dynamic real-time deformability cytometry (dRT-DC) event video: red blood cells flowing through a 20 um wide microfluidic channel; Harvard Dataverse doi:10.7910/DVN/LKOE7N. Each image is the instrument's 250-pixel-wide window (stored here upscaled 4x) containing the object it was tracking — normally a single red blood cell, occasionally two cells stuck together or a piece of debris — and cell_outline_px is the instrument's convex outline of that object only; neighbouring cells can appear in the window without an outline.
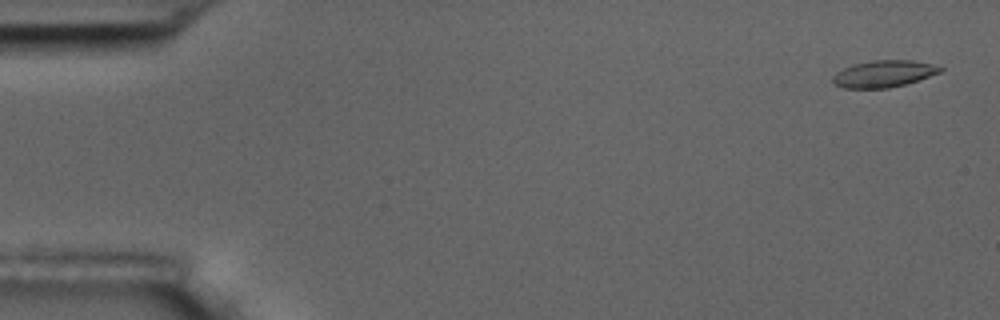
{"species": "common noctule bat (a hibernating species)", "species_latin": "Nyctalus noctula", "temperature_condition": "room temperature", "stored_images_in_passage": 5, "camera_frame_rate_fps": 3000, "um_per_image_px": 0.085, "animal": {"sex": "male", "body_mass_g": 17.5, "forearm_length_mm": 52.3}, "frame": {"image": 1, "passage_image": 1, "time_ms": 0.0, "image_size_px": [1000, 320], "cell_outline_px": [[944, 68], [940, 72], [904, 84], [888, 88], [844, 88], [836, 84], [832, 80], [832, 76], [836, 72], [852, 64], [872, 60], [912, 60], [932, 64]], "centroid_in_image_um": [75.08, 6.26], "position_along_channel_um": 9.9, "area_um2": 16.59}}
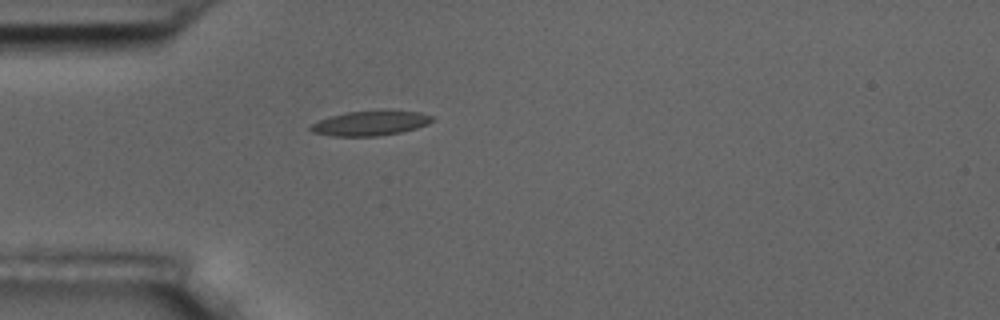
{"frame": {"image": 2, "passage_image": 5, "time_ms": 4.667, "image_size_px": [1000, 320], "cell_outline_px": [[436, 116], [428, 124], [416, 128], [400, 132], [376, 136], [332, 136], [312, 132], [308, 128], [312, 124], [328, 116], [348, 112], [388, 108], [420, 112]], "centroid_in_image_um": [31.52, 10.43], "position_along_channel_um": 53.5, "area_um2": 18.09}}